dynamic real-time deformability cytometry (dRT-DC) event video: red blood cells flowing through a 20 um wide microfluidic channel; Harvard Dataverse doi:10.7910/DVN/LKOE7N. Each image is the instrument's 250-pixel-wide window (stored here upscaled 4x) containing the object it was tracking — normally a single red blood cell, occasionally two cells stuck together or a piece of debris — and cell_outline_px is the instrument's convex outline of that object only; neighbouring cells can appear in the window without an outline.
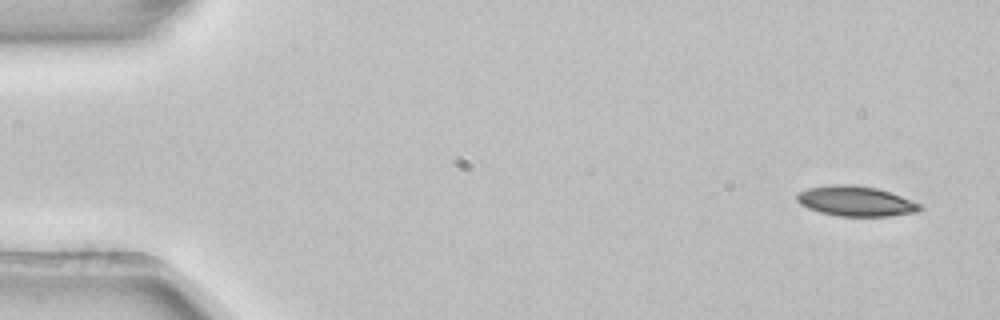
{"species": "common noctule bat (a hibernating species)", "species_latin": "Nyctalus noctula", "temperature_condition": "room temperature", "stored_images_in_passage": 7, "camera_frame_rate_fps": 3000, "um_per_image_px": 0.085, "animal": {"sex": "female", "body_mass_g": 22.7, "forearm_length_mm": 54.2}, "frame": {"image": 1, "passage_image": 1, "time_ms": 0.0, "image_size_px": [1000, 320], "cell_outline_px": [[924, 208], [920, 212], [888, 216], [840, 216], [820, 212], [808, 208], [800, 204], [796, 200], [796, 192], [808, 188], [836, 184], [852, 184], [876, 188], [900, 196], [920, 204]], "centroid_in_image_um": [72.72, 17.1], "position_along_channel_um": 12.3, "area_um2": 21.56}}
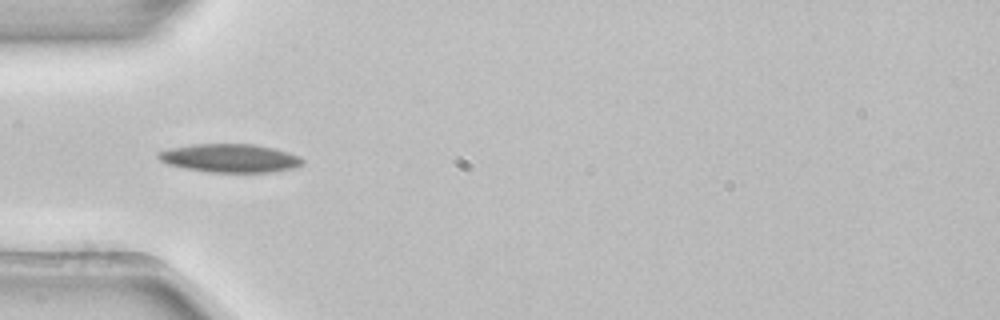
{"frame": {"image": 2, "passage_image": 5, "time_ms": 1.333, "image_size_px": [1000, 320], "cell_outline_px": [[304, 160], [300, 164], [292, 168], [272, 172], [208, 172], [184, 168], [168, 164], [160, 160], [156, 156], [156, 152], [168, 148], [192, 144], [256, 144], [288, 152], [300, 156]], "centroid_in_image_um": [19.49, 13.43], "position_along_channel_um": 65.5, "area_um2": 23.93}}